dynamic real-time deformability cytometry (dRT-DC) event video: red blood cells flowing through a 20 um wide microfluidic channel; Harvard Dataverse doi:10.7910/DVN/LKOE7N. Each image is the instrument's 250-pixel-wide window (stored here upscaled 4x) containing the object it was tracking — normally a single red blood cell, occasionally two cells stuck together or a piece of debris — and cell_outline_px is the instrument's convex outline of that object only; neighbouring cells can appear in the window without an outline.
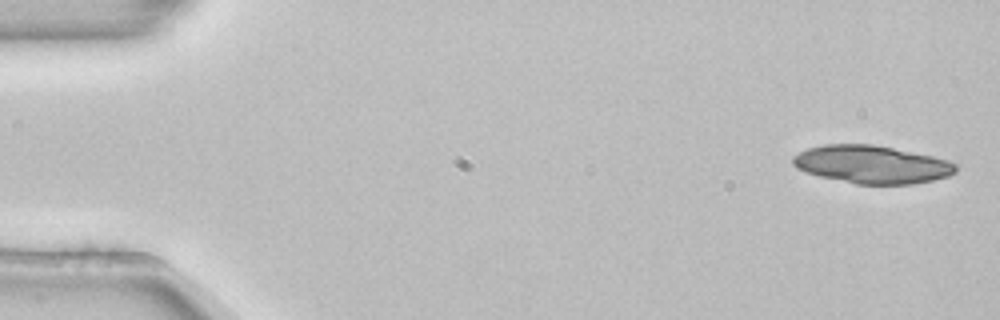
{"species": "common noctule bat (a hibernating species)", "species_latin": "Nyctalus noctula", "temperature_condition": "room temperature", "stored_images_in_passage": 53, "segment_of_instrument_passage": [1, 2], "camera_frame_rate_fps": 3000, "um_per_image_px": 0.085, "animal": {"sex": "female", "body_mass_g": 22.7, "forearm_length_mm": 54.2}, "frame": {"image": 1, "passage_image": 1, "time_ms": 0.0, "image_size_px": [1000, 320], "cell_outline_px": [[956, 172], [948, 176], [932, 180], [912, 184], [856, 184], [820, 176], [796, 168], [792, 164], [792, 156], [808, 148], [824, 144], [872, 144], [932, 156], [948, 160], [956, 164]], "centroid_in_image_um": [74.09, 13.97], "position_along_channel_um": 10.9, "area_um2": 35.78}}